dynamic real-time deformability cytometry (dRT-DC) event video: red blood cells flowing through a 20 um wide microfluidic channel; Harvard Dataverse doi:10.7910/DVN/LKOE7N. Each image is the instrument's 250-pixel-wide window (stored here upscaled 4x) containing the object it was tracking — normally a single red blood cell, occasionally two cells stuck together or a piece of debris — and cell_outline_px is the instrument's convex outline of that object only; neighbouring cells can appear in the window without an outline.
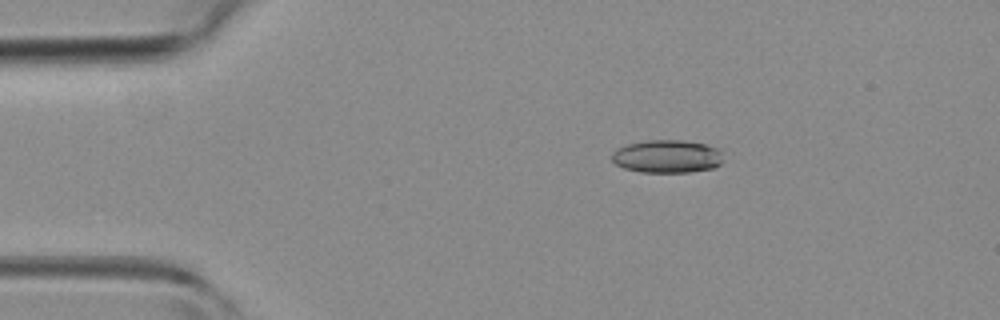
{"species": "common noctule bat (a hibernating species)", "species_latin": "Nyctalus noctula", "temperature_condition": "room temperature", "stored_images_in_passage": 2, "camera_frame_rate_fps": 3000, "um_per_image_px": 0.085, "animal": {"sex": "female", "body_mass_g": 19.3, "forearm_length_mm": 54.1}, "frame": {"image": 1, "passage_image": 1, "time_ms": 0.0, "image_size_px": [1000, 320], "cell_outline_px": [[724, 152], [720, 164], [716, 168], [688, 172], [640, 172], [624, 168], [616, 164], [612, 160], [612, 152], [616, 148], [628, 144], [648, 140], [684, 140], [704, 144], [720, 148]], "centroid_in_image_um": [56.74, 13.29], "position_along_channel_um": 28.3, "area_um2": 21.68}}